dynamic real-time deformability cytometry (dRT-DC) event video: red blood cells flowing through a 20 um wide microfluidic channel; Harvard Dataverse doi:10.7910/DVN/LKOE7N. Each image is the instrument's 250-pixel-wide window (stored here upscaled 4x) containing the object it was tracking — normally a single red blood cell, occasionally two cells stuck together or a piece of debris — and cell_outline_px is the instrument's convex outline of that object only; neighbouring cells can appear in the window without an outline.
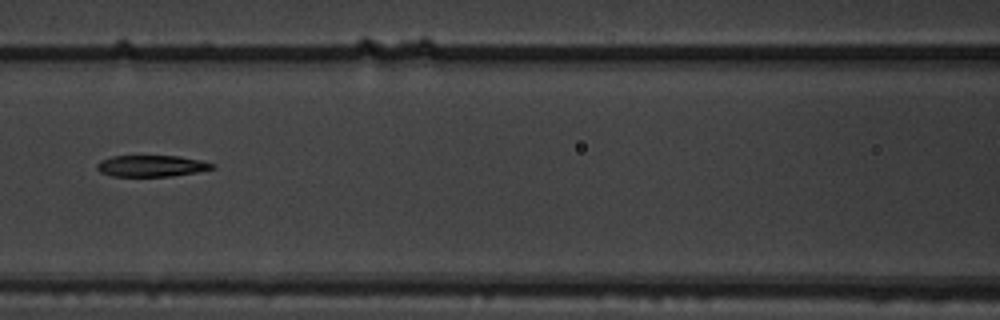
{"species": "common noctule bat (a hibernating species)", "species_latin": "Nyctalus noctula", "temperature_condition": "warm", "stored_images_in_passage": 7, "camera_frame_rate_fps": 3000, "um_per_image_px": 0.085, "animal": {"sex": "male", "body_mass_g": 19.5, "forearm_length_mm": 54.6}, "frame": {"image": 1, "passage_image": 3, "time_ms": 0.667, "image_size_px": [1000, 320], "cell_outline_px": [[216, 168], [196, 172], [172, 176], [112, 176], [100, 172], [96, 168], [96, 164], [100, 160], [112, 156], [180, 156], [204, 160], [216, 164]], "centroid_in_image_um": [12.91, 14.1], "position_along_channel_um": 153.7, "area_um2": 14.57}}
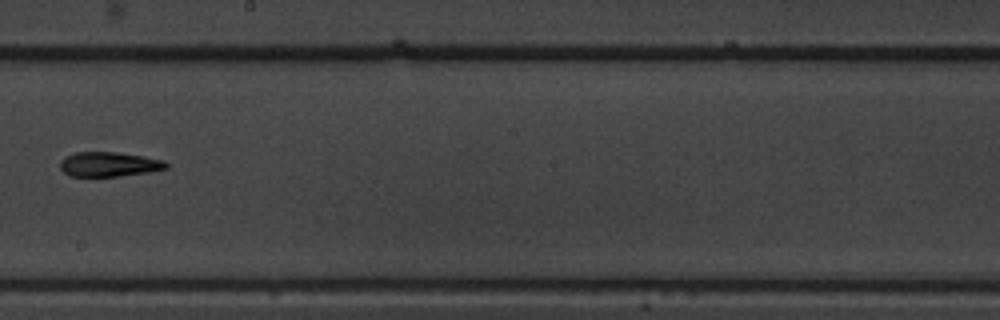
{"frame": {"image": 2, "passage_image": 5, "time_ms": 1.333, "image_size_px": [1000, 320], "cell_outline_px": [[168, 168], [148, 172], [120, 176], [68, 176], [60, 168], [60, 160], [64, 156], [76, 152], [116, 152], [144, 156], [164, 160], [168, 164]], "centroid_in_image_um": [9.25, 13.96], "position_along_channel_um": 238.9, "area_um2": 15.32}}
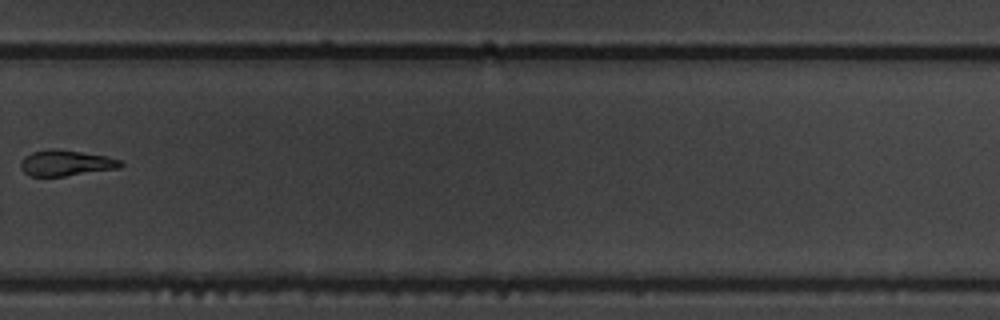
{"frame": {"image": 3, "passage_image": 7, "time_ms": 2.0, "image_size_px": [1000, 320], "cell_outline_px": [[124, 164], [120, 168], [64, 176], [28, 176], [20, 168], [20, 160], [24, 156], [32, 152], [48, 148], [52, 148], [108, 156], [120, 160]], "centroid_in_image_um": [5.57, 13.85], "position_along_channel_um": 324.2, "area_um2": 15.14}}